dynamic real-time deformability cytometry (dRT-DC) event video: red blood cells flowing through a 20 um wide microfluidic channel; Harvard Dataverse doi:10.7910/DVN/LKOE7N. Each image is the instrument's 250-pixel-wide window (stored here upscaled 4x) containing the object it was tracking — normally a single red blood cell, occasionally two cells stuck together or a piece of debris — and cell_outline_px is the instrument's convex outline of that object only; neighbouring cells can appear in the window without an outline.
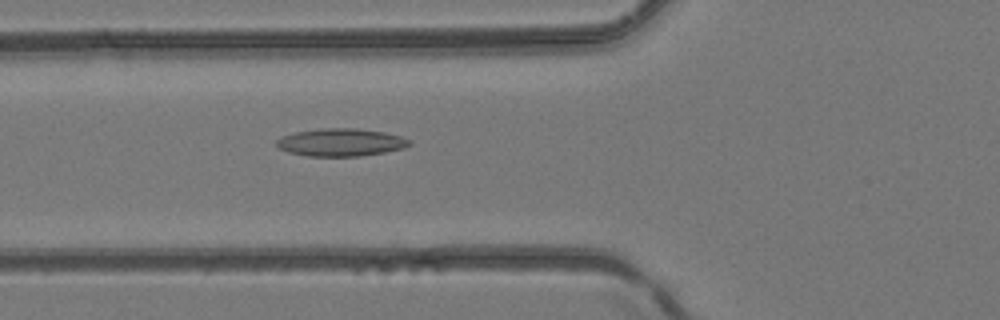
{"species": "common noctule bat (a hibernating species)", "species_latin": "Nyctalus noctula", "temperature_condition": "room temperature", "stored_images_in_passage": 43, "camera_frame_rate_fps": 3000, "um_per_image_px": 0.085, "animal": {"sex": "female", "body_mass_g": 24.6, "forearm_length_mm": 56.2}, "frame": {"image": 1, "passage_image": 18, "time_ms": 5.667, "image_size_px": [1000, 320], "cell_outline_px": [[412, 144], [404, 148], [384, 152], [360, 156], [308, 156], [288, 152], [280, 148], [276, 144], [276, 140], [280, 136], [296, 132], [320, 128], [356, 128], [384, 132], [400, 136], [412, 140]], "centroid_in_image_um": [28.98, 12.09], "position_along_channel_um": 96.8, "area_um2": 21.5}}
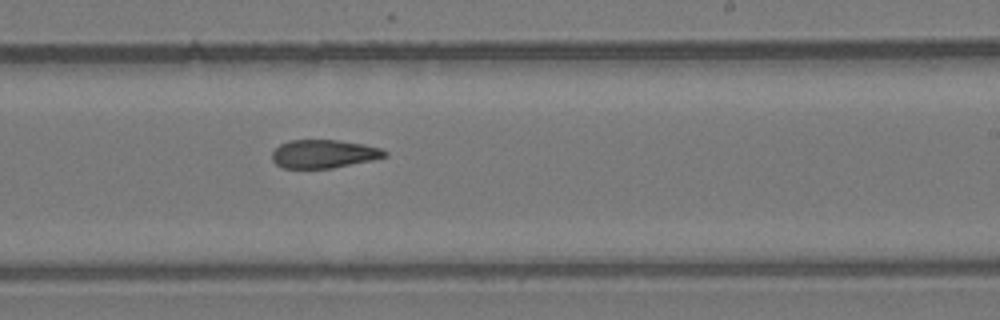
{"frame": {"image": 2, "passage_image": 29, "time_ms": 9.333, "image_size_px": [1000, 320], "cell_outline_px": [[388, 156], [372, 160], [332, 168], [284, 168], [276, 164], [272, 160], [272, 152], [280, 144], [288, 140], [336, 140], [364, 144], [380, 148], [388, 152]], "centroid_in_image_um": [27.52, 13.08], "position_along_channel_um": 261.5, "area_um2": 18.61}}
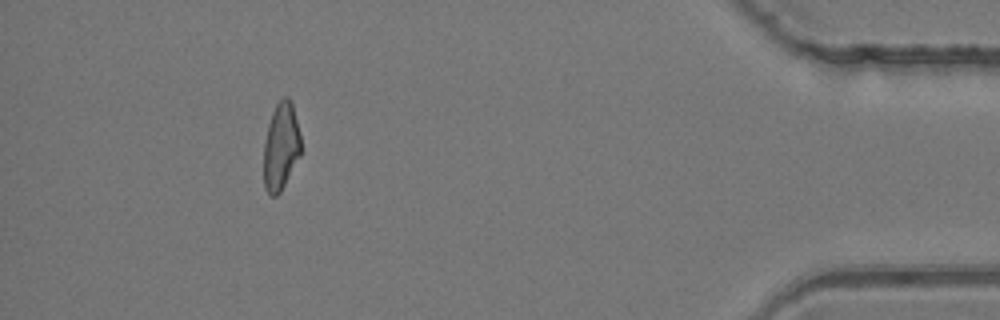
{"frame": {"image": 3, "passage_image": 43, "time_ms": 14.0, "image_size_px": [1000, 320], "cell_outline_px": [[300, 156], [280, 192], [276, 196], [272, 196], [264, 188], [264, 140], [268, 124], [272, 112], [276, 104], [284, 96], [288, 96], [292, 100], [300, 132]], "centroid_in_image_um": [23.88, 12.41], "position_along_channel_um": 411.3, "area_um2": 19.07}}